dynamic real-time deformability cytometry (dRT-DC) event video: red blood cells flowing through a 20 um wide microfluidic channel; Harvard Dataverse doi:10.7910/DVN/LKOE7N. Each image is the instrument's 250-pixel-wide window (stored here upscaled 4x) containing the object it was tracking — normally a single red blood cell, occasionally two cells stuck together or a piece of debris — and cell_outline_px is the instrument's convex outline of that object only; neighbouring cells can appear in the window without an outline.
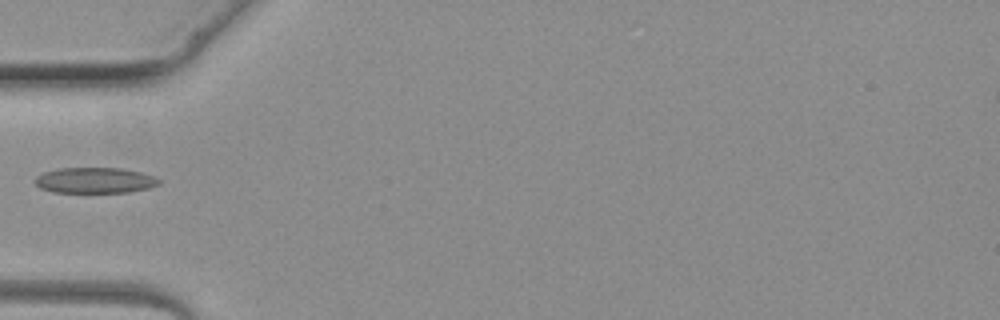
{"species": "common noctule bat (a hibernating species)", "species_latin": "Nyctalus noctula", "temperature_condition": "warm", "stored_images_in_passage": 3, "camera_frame_rate_fps": 3000, "um_per_image_px": 0.085, "animal": {"sex": "female", "body_mass_g": 19.3, "forearm_length_mm": 54.1}, "frame": {"image": 1, "passage_image": 3, "time_ms": 2.667, "image_size_px": [1000, 320], "cell_outline_px": [[160, 184], [148, 188], [128, 192], [52, 192], [40, 188], [36, 184], [36, 176], [44, 172], [56, 168], [120, 168], [140, 172], [156, 176], [160, 180]], "centroid_in_image_um": [8.07, 15.32], "position_along_channel_um": 76.9, "area_um2": 18.55}}